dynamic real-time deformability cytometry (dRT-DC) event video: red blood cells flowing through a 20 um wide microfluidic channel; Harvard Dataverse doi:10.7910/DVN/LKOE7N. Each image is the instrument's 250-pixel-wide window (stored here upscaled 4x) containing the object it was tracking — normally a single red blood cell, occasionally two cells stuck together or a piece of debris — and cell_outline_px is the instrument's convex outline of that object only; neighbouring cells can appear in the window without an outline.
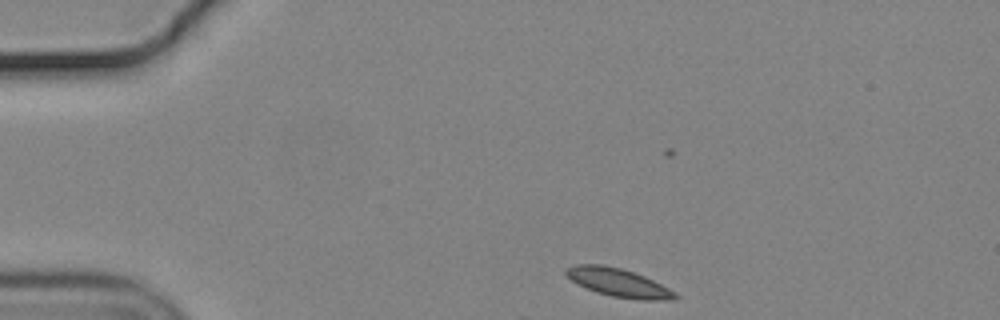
{"species": "common noctule bat (a hibernating species)", "species_latin": "Nyctalus noctula", "temperature_condition": "cold", "stored_images_in_passage": 4, "camera_frame_rate_fps": 3000, "um_per_image_px": 0.085, "animal": {"sex": "male", "body_mass_g": 19.2, "forearm_length_mm": 51.8}, "frame": {"image": 1, "passage_image": 1, "time_ms": 0.0, "image_size_px": [1000, 320], "cell_outline_px": [[680, 296], [676, 300], [640, 300], [612, 296], [596, 292], [576, 284], [564, 272], [568, 268], [576, 264], [600, 264], [620, 268], [644, 276], [676, 292]], "centroid_in_image_um": [52.6, 24.04], "position_along_channel_um": 32.4, "area_um2": 17.92}}